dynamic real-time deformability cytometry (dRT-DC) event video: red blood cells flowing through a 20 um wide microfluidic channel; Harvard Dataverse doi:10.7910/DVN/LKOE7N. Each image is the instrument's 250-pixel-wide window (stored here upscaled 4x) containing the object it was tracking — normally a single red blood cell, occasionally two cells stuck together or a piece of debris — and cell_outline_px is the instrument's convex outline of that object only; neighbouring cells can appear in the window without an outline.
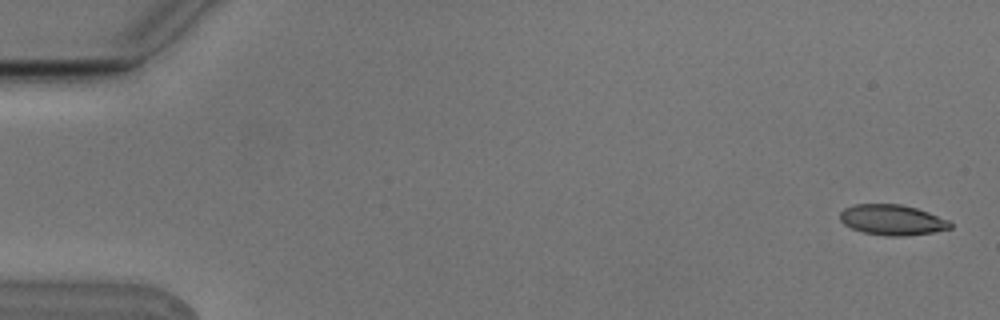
{"species": "Egyptian fruit bat (a non-hibernating species)", "species_latin": "Rousettus aegyptiacus", "temperature_condition": "cold", "stored_images_in_passage": 6, "camera_frame_rate_fps": 3000, "um_per_image_px": 0.085, "animal": {"sex": "male"}, "frame": {"image": 1, "passage_image": 1, "time_ms": 0.0, "image_size_px": [1000, 320], "cell_outline_px": [[952, 228], [932, 232], [904, 236], [888, 236], [864, 232], [852, 228], [844, 224], [840, 220], [840, 212], [844, 208], [856, 204], [900, 204], [916, 208], [928, 212], [948, 220], [952, 224]], "centroid_in_image_um": [75.83, 18.69], "position_along_channel_um": 9.2, "area_um2": 19.42}}